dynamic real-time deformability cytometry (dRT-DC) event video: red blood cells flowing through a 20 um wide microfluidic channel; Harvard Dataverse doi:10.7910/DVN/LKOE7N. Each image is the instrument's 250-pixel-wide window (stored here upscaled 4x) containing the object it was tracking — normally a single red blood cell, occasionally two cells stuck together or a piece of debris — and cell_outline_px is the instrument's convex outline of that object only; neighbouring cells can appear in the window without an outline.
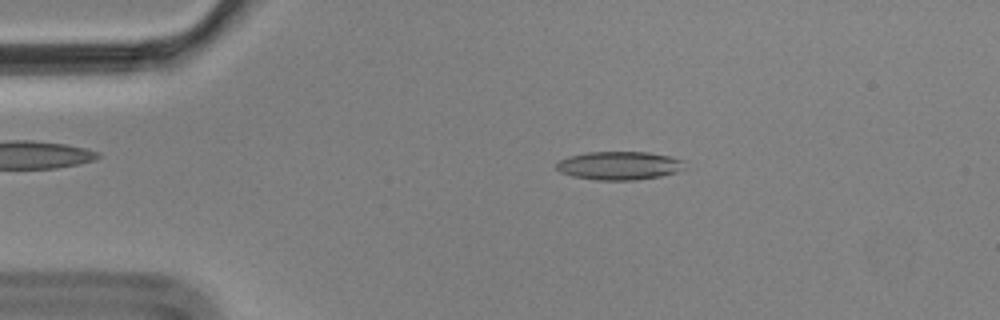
{"species": "Egyptian fruit bat (a non-hibernating species)", "species_latin": "Rousettus aegyptiacus", "temperature_condition": "cold", "stored_images_in_passage": 10, "camera_frame_rate_fps": 3000, "um_per_image_px": 0.085, "animal": {"sex": "male"}, "frame": {"image": 1, "passage_image": 2, "time_ms": 0.333, "image_size_px": [1000, 320], "cell_outline_px": [[684, 168], [676, 172], [660, 176], [636, 180], [596, 180], [572, 176], [560, 172], [556, 168], [556, 164], [560, 160], [568, 156], [588, 152], [648, 152], [672, 156], [684, 160]], "centroid_in_image_um": [52.64, 14.07], "position_along_channel_um": 32.4, "area_um2": 21.33}}
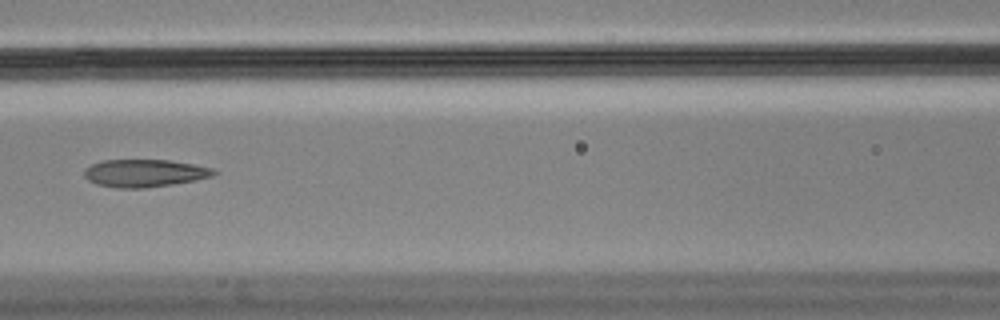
{"frame": {"image": 2, "passage_image": 6, "time_ms": 1.667, "image_size_px": [1000, 320], "cell_outline_px": [[220, 172], [212, 176], [196, 180], [172, 184], [144, 188], [120, 188], [96, 184], [88, 180], [84, 176], [84, 168], [92, 164], [104, 160], [168, 160], [192, 164], [212, 168]], "centroid_in_image_um": [12.29, 14.72], "position_along_channel_um": 154.3, "area_um2": 20.81}}
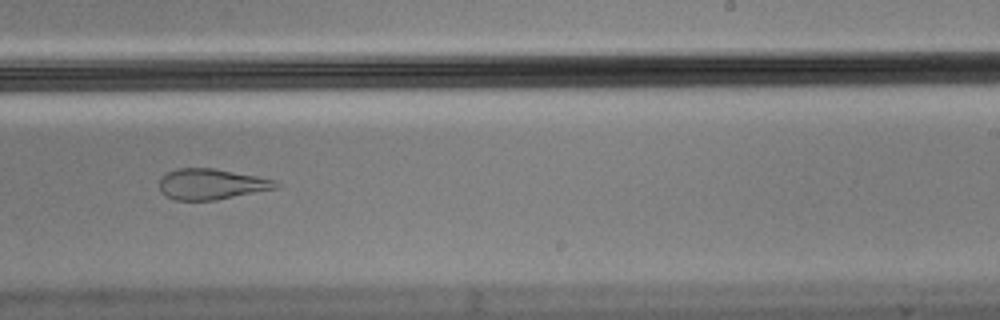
{"frame": {"image": 3, "passage_image": 9, "time_ms": 2.667, "image_size_px": [1000, 320], "cell_outline_px": [[280, 184], [276, 188], [216, 200], [176, 200], [160, 192], [160, 180], [168, 172], [176, 168], [216, 168], [276, 180]], "centroid_in_image_um": [17.97, 15.64], "position_along_channel_um": 271.0, "area_um2": 20.69}}